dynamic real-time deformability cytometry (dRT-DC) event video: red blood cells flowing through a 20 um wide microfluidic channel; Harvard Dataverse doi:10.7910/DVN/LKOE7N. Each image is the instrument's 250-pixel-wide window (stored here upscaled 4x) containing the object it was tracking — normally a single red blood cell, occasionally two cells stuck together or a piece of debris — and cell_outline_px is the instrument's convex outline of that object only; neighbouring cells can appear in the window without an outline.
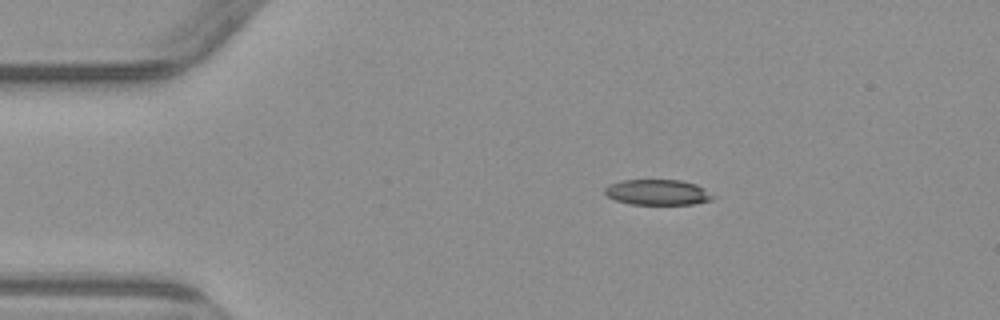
{"species": "common noctule bat (a hibernating species)", "species_latin": "Nyctalus noctula", "temperature_condition": "warm", "stored_images_in_passage": 2, "camera_frame_rate_fps": 3000, "um_per_image_px": 0.085, "animal": {"sex": "male", "body_mass_g": 23.1, "forearm_length_mm": 52.7}, "frame": {"image": 1, "passage_image": 1, "time_ms": 0.0, "image_size_px": [1000, 320], "cell_outline_px": [[716, 196], [712, 200], [692, 204], [632, 204], [616, 200], [608, 196], [604, 192], [604, 188], [608, 184], [620, 180], [680, 180], [696, 184], [704, 188]], "centroid_in_image_um": [55.9, 16.33], "position_along_channel_um": 29.1, "area_um2": 16.13}}